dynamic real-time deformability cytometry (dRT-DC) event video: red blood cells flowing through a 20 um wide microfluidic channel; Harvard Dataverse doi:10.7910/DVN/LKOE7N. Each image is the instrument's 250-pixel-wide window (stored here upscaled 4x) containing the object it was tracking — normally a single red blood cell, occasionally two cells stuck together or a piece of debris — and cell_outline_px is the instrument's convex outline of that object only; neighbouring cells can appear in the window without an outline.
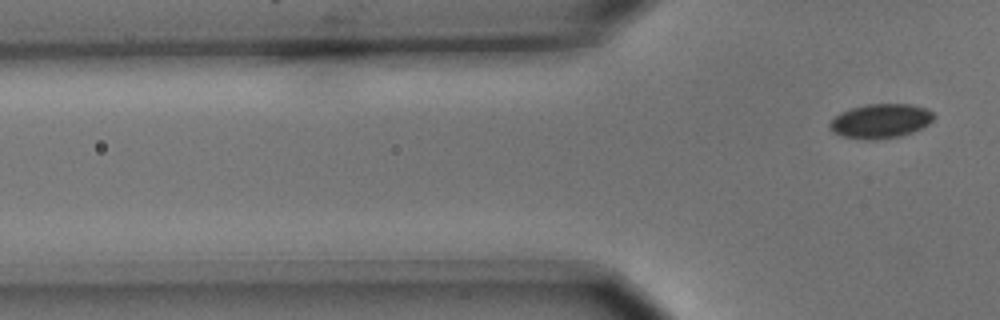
{"species": "common noctule bat (a hibernating species)", "species_latin": "Nyctalus noctula", "temperature_condition": "cold", "stored_images_in_passage": 4, "camera_frame_rate_fps": 3000, "um_per_image_px": 0.085, "animal": {"sex": "male", "body_mass_g": 15.6}, "frame": {"image": 1, "passage_image": 4, "time_ms": 1.0, "image_size_px": [1000, 320], "cell_outline_px": [[932, 120], [928, 124], [912, 132], [900, 136], [876, 140], [860, 140], [840, 136], [832, 132], [828, 128], [828, 124], [840, 112], [852, 108], [868, 104], [912, 104], [924, 108], [932, 112]], "centroid_in_image_um": [74.78, 10.31], "position_along_channel_um": 51.0, "area_um2": 20.87}}